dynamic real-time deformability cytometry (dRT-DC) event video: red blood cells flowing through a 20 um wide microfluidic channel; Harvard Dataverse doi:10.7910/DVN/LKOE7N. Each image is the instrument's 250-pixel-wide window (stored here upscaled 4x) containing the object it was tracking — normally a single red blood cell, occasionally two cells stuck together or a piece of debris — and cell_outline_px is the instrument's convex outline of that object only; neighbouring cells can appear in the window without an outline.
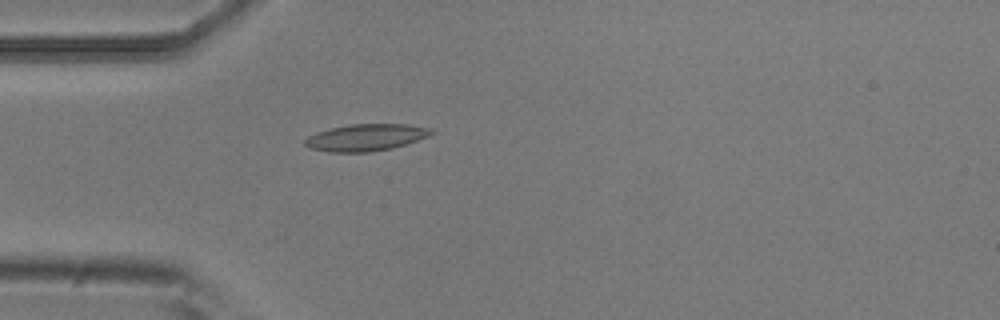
{"species": "common noctule bat (a hibernating species)", "species_latin": "Nyctalus noctula", "temperature_condition": "room temperature", "stored_images_in_passage": 5, "camera_frame_rate_fps": 3000, "um_per_image_px": 0.085, "animal": {"sex": "male", "body_mass_g": 20.5, "forearm_length_mm": 52.5}, "frame": {"image": 1, "passage_image": 5, "time_ms": 1.333, "image_size_px": [1000, 320], "cell_outline_px": [[436, 132], [428, 136], [392, 148], [368, 152], [332, 152], [312, 148], [304, 144], [304, 140], [308, 136], [316, 132], [332, 128], [352, 124], [408, 124], [432, 128]], "centroid_in_image_um": [31.12, 11.67], "position_along_channel_um": 53.9, "area_um2": 19.59}}